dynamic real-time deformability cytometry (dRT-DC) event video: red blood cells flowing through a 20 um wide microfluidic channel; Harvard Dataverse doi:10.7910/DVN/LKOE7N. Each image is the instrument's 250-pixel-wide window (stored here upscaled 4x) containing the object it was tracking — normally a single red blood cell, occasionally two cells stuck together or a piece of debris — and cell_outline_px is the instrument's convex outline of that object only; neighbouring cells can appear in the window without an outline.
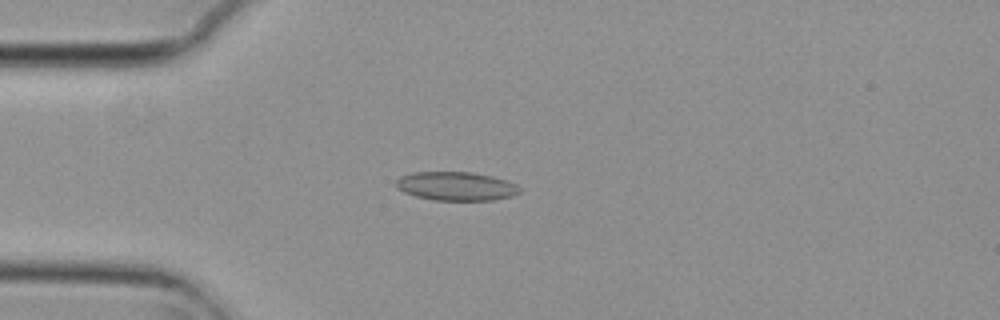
{"species": "common noctule bat (a hibernating species)", "species_latin": "Nyctalus noctula", "temperature_condition": "cold", "stored_images_in_passage": 4, "camera_frame_rate_fps": 3000, "um_per_image_px": 0.085, "animal": {"sex": "female", "body_mass_g": 29.2, "forearm_length_mm": 56.3}, "frame": {"image": 1, "passage_image": 3, "time_ms": 0.667, "image_size_px": [1000, 320], "cell_outline_px": [[520, 192], [512, 196], [492, 200], [436, 200], [416, 196], [404, 192], [396, 188], [396, 180], [400, 176], [412, 172], [472, 172], [492, 176], [508, 180], [516, 184], [520, 188]], "centroid_in_image_um": [38.77, 15.82], "position_along_channel_um": 46.2, "area_um2": 20.75}}